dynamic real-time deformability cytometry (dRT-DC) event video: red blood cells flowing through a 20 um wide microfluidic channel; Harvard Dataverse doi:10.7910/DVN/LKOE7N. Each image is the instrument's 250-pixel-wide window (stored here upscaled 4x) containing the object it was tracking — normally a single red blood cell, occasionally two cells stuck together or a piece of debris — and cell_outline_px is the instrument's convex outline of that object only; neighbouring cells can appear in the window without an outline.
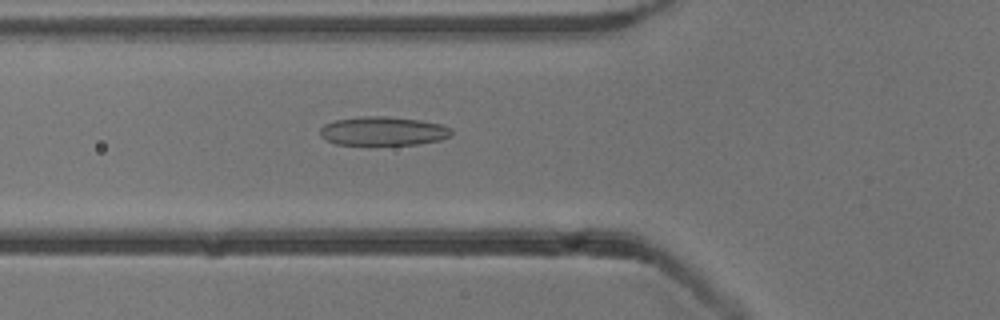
{"species": "common noctule bat (a hibernating species)", "species_latin": "Nyctalus noctula", "temperature_condition": "cold", "stored_images_in_passage": 53, "camera_frame_rate_fps": 3000, "um_per_image_px": 0.085, "animal": {"sex": "male", "body_mass_g": 13.3}, "frame": {"image": 1, "passage_image": 19, "time_ms": 6.0, "image_size_px": [1000, 320], "cell_outline_px": [[452, 136], [440, 140], [416, 144], [336, 144], [320, 136], [320, 128], [324, 124], [336, 120], [364, 116], [384, 116], [420, 120], [440, 124], [452, 128]], "centroid_in_image_um": [32.59, 11.13], "position_along_channel_um": 93.2, "area_um2": 21.91}}
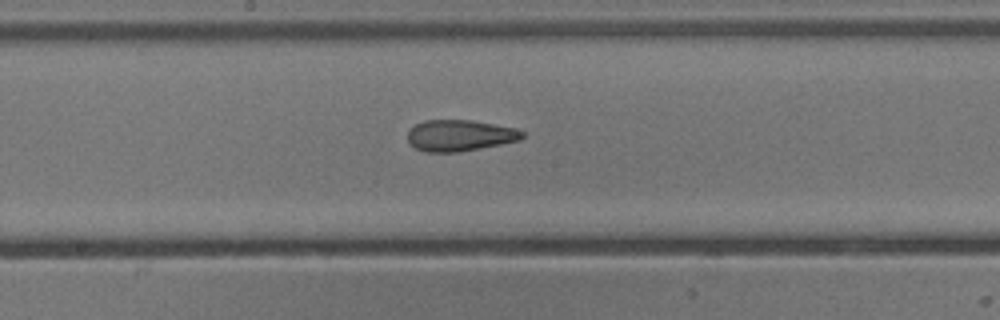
{"frame": {"image": 2, "passage_image": 28, "time_ms": 9.0, "image_size_px": [1000, 320], "cell_outline_px": [[524, 136], [520, 140], [500, 144], [456, 152], [428, 152], [416, 148], [408, 144], [408, 132], [416, 124], [424, 120], [472, 120], [516, 128], [524, 132]], "centroid_in_image_um": [39.08, 11.51], "position_along_channel_um": 209.1, "area_um2": 20.75}}
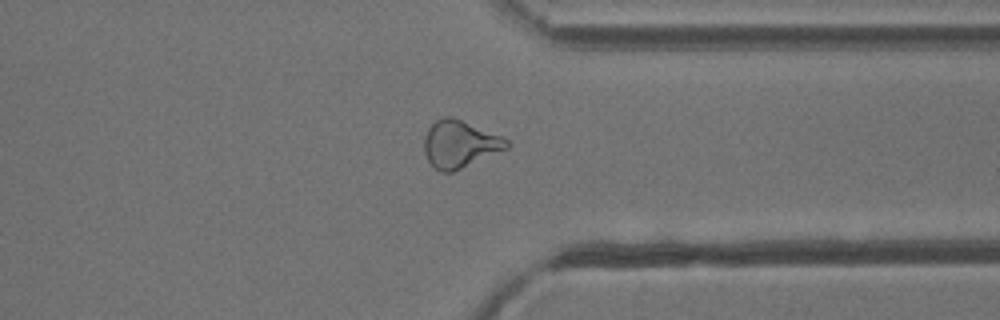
{"frame": {"image": 3, "passage_image": 41, "time_ms": 13.333, "image_size_px": [1000, 320], "cell_outline_px": [[512, 144], [508, 148], [452, 172], [440, 172], [428, 160], [424, 152], [424, 136], [428, 128], [436, 120], [444, 116], [452, 116], [500, 136], [508, 140]], "centroid_in_image_um": [39.06, 12.24], "position_along_channel_um": 372.3, "area_um2": 22.48}, "authors_computed_cell_mechanics": {"area_um2": 22.831, "velocity_mm_per_s": 3.8339, "shape_relaxation_time_tau1_ms": null, "shape_relaxation_time_tau2_ms": 2.4573, "deformation_change_tau1": null, "deformation_change_tau2": 0.1014}}